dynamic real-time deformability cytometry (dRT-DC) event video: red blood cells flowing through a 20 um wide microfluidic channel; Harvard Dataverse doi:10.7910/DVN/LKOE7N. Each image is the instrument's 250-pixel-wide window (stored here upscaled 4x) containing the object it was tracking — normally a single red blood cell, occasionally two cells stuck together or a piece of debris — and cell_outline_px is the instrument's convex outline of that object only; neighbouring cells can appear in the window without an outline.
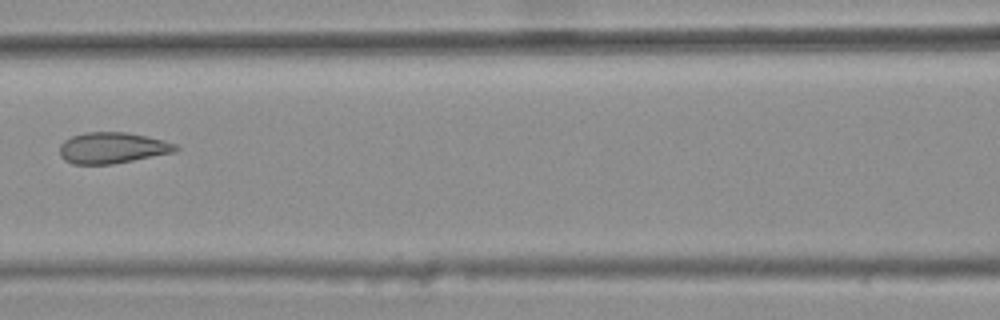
{"species": "common noctule bat (a hibernating species)", "species_latin": "Nyctalus noctula", "temperature_condition": "warm", "stored_images_in_passage": 6, "camera_frame_rate_fps": 3000, "um_per_image_px": 0.085, "animal": {"sex": "female", "body_mass_g": 25.1}, "frame": {"image": 1, "passage_image": 6, "time_ms": 1.667, "image_size_px": [1000, 320], "cell_outline_px": [[180, 148], [176, 152], [112, 164], [72, 164], [64, 160], [60, 156], [60, 144], [64, 140], [72, 136], [84, 132], [124, 132], [148, 136], [164, 140], [176, 144]], "centroid_in_image_um": [9.55, 12.57], "position_along_channel_um": 157.0, "area_um2": 21.15}}